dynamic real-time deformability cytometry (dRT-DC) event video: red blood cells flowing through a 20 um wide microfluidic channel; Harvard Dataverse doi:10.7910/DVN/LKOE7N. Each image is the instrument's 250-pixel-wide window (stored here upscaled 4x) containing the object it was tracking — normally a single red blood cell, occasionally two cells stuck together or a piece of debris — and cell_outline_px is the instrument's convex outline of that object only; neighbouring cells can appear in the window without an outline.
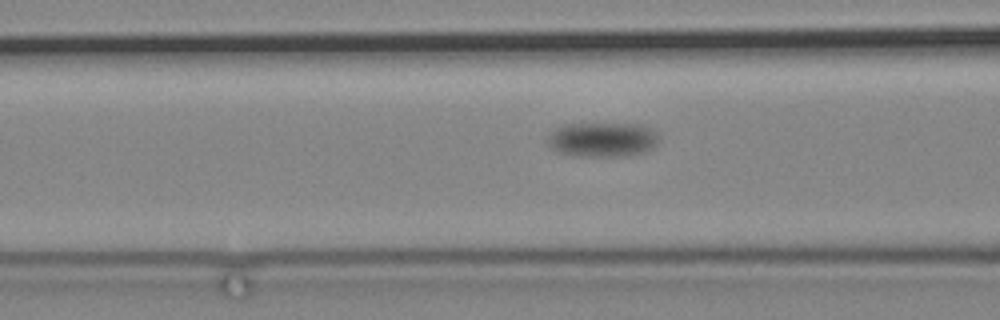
{"species": "common noctule bat (a hibernating species)", "species_latin": "Nyctalus noctula", "temperature_condition": "cold", "stored_images_in_passage": 49, "camera_frame_rate_fps": 3000, "um_per_image_px": 0.085, "animal": {"sex": "male", "body_mass_g": 19.2, "forearm_length_mm": 51.8}, "frame": {"image": 1, "passage_image": 11, "time_ms": 3.333, "image_size_px": [1000, 320], "cell_outline_px": [[660, 140], [652, 148], [644, 152], [628, 156], [572, 156], [556, 152], [548, 144], [548, 136], [556, 128], [564, 124], [644, 124], [656, 132], [660, 136]], "centroid_in_image_um": [51.23, 11.87], "position_along_channel_um": 115.4, "area_um2": 22.72}}
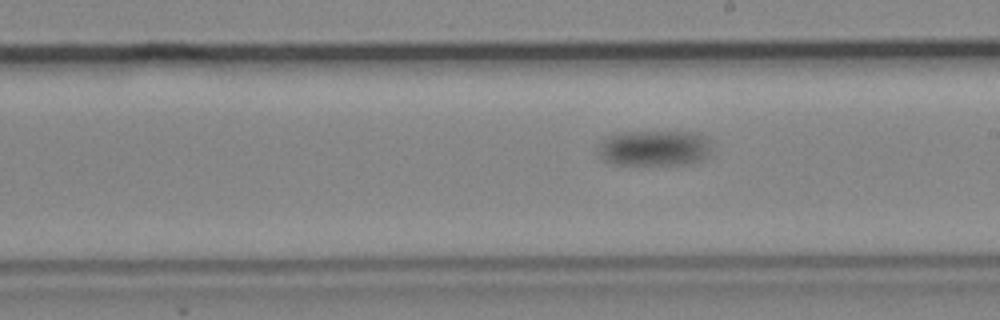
{"frame": {"image": 2, "passage_image": 25, "time_ms": 8.0, "image_size_px": [1000, 320], "cell_outline_px": [[708, 156], [696, 164], [612, 164], [604, 160], [596, 152], [604, 136], [616, 132], [696, 132], [708, 136]], "centroid_in_image_um": [55.59, 12.58], "position_along_channel_um": 233.4, "area_um2": 23.93}}
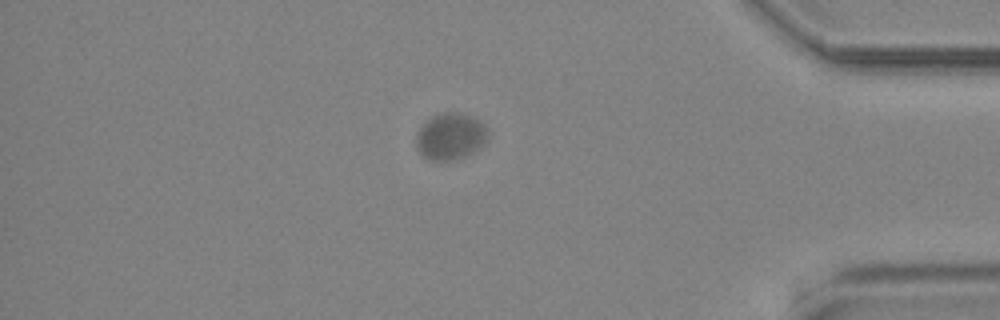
{"frame": {"image": 3, "passage_image": 48, "time_ms": 15.667, "image_size_px": [1000, 320], "cell_outline_px": [[488, 140], [484, 144], [472, 152], [464, 156], [452, 160], [428, 160], [416, 148], [416, 136], [420, 124], [432, 116], [444, 112], [456, 112], [472, 116], [480, 120], [484, 124], [488, 132]], "centroid_in_image_um": [38.28, 11.57], "position_along_channel_um": 396.9, "area_um2": 19.65}}